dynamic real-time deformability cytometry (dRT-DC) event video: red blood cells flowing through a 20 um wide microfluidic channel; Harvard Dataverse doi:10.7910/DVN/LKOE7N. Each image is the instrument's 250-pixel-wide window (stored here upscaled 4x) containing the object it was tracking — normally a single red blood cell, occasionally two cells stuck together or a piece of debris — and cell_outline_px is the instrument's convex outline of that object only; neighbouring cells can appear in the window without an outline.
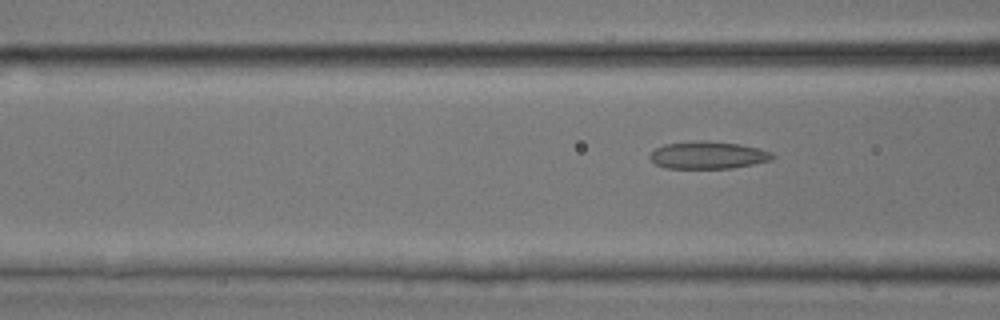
{"species": "common noctule bat (a hibernating species)", "species_latin": "Nyctalus noctula", "temperature_condition": "room temperature", "stored_images_in_passage": 8, "camera_frame_rate_fps": 3000, "um_per_image_px": 0.085, "animal": {"sex": "male", "body_mass_g": 17.9, "forearm_length_mm": 54.2}, "frame": {"image": 1, "passage_image": 8, "time_ms": 2.333, "image_size_px": [1000, 320], "cell_outline_px": [[776, 156], [772, 160], [732, 168], [664, 168], [656, 164], [648, 156], [656, 148], [664, 144], [704, 140], [740, 144], [772, 152]], "centroid_in_image_um": [60.18, 13.19], "position_along_channel_um": 106.4, "area_um2": 19.48}}